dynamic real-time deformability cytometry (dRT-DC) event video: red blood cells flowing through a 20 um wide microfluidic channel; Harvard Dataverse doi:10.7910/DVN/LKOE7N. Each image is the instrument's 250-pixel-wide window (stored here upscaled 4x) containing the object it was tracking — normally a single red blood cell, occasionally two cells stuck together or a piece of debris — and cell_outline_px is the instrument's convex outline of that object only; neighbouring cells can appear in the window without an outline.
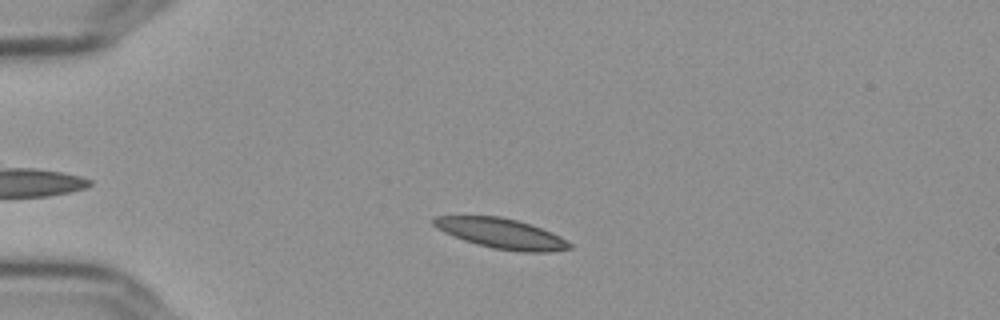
{"species": "Egyptian fruit bat (a non-hibernating species)", "species_latin": "Rousettus aegyptiacus", "temperature_condition": "cold", "stored_images_in_passage": 50, "camera_frame_rate_fps": 3000, "um_per_image_px": 0.085, "frame": {"image": 1, "passage_image": 8, "time_ms": 2.333, "image_size_px": [1000, 320], "cell_outline_px": [[572, 248], [548, 252], [520, 252], [492, 248], [476, 244], [464, 240], [444, 232], [436, 228], [432, 224], [432, 216], [500, 216], [516, 220], [552, 232], [568, 240], [572, 244]], "centroid_in_image_um": [42.61, 19.85], "position_along_channel_um": 42.4, "area_um2": 23.87}}
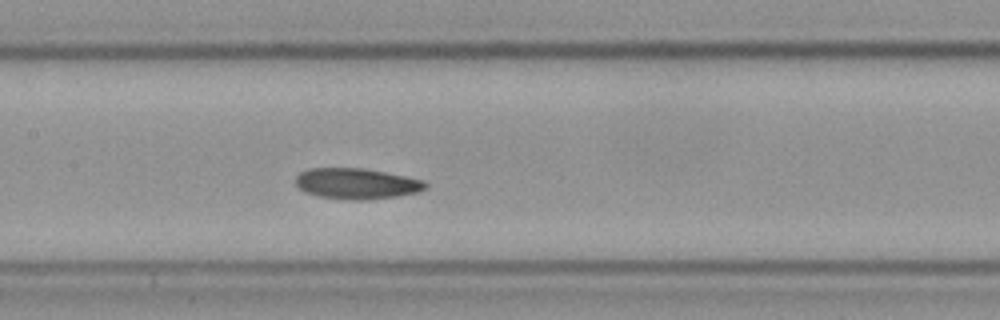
{"frame": {"image": 2, "passage_image": 22, "time_ms": 7.0, "image_size_px": [1000, 320], "cell_outline_px": [[428, 188], [420, 192], [396, 196], [368, 200], [352, 200], [320, 196], [304, 192], [296, 184], [296, 176], [300, 172], [308, 168], [364, 168], [424, 180], [428, 184]], "centroid_in_image_um": [30.34, 15.61], "position_along_channel_um": 177.1, "area_um2": 23.35}}
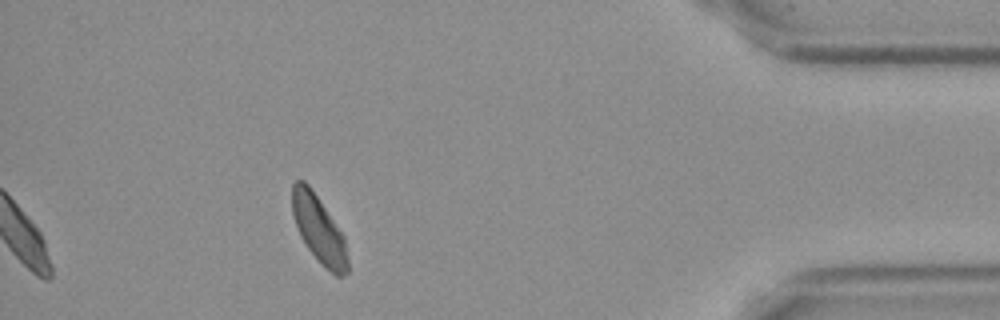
{"frame": {"image": 3, "passage_image": 45, "time_ms": 14.667, "image_size_px": [1000, 320], "cell_outline_px": [[348, 272], [344, 276], [336, 276], [324, 268], [308, 248], [300, 236], [292, 212], [292, 184], [296, 180], [304, 180], [308, 184], [344, 236], [348, 260]], "centroid_in_image_um": [27.1, 19.53], "position_along_channel_um": 408.1, "area_um2": 21.5}, "authors_computed_cell_mechanics": {"area_um2": 22.831, "velocity_mm_per_s": 3.5976, "shape_relaxation_time_tau1_ms": 6.9791, "shape_relaxation_time_tau2_ms": 4.0795, "deformation_change_tau1": 0.1217, "deformation_change_tau2": 0.0916}}